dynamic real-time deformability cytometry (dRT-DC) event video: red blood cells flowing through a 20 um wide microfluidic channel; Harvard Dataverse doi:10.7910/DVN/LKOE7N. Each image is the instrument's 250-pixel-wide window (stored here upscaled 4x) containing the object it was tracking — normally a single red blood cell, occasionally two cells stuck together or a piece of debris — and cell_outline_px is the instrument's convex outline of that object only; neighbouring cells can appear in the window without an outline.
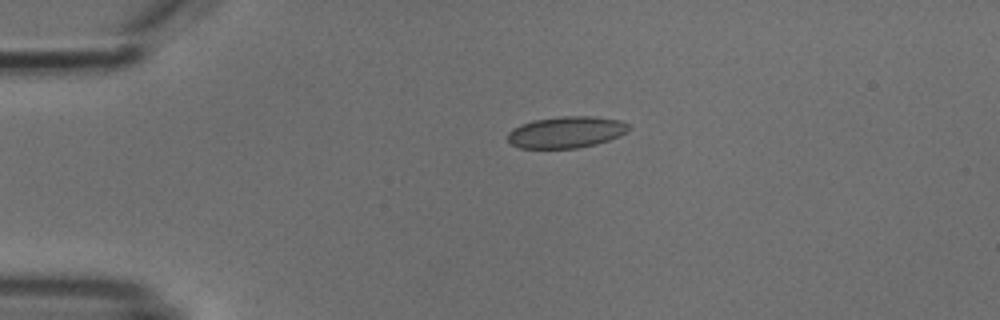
{"species": "common noctule bat (a hibernating species)", "species_latin": "Nyctalus noctula", "temperature_condition": "cold", "stored_images_in_passage": 1, "camera_frame_rate_fps": 3000, "um_per_image_px": 0.085, "animal": {"sex": "male", "body_mass_g": 18.8}, "frame": {"image": 1, "passage_image": 1, "time_ms": 0.0, "image_size_px": [1000, 320], "cell_outline_px": [[628, 132], [608, 140], [596, 144], [576, 148], [520, 148], [512, 144], [508, 140], [508, 132], [512, 128], [520, 124], [532, 120], [560, 116], [596, 116], [620, 120], [628, 124]], "centroid_in_image_um": [48.11, 11.22], "position_along_channel_um": 36.9, "area_um2": 22.31}}